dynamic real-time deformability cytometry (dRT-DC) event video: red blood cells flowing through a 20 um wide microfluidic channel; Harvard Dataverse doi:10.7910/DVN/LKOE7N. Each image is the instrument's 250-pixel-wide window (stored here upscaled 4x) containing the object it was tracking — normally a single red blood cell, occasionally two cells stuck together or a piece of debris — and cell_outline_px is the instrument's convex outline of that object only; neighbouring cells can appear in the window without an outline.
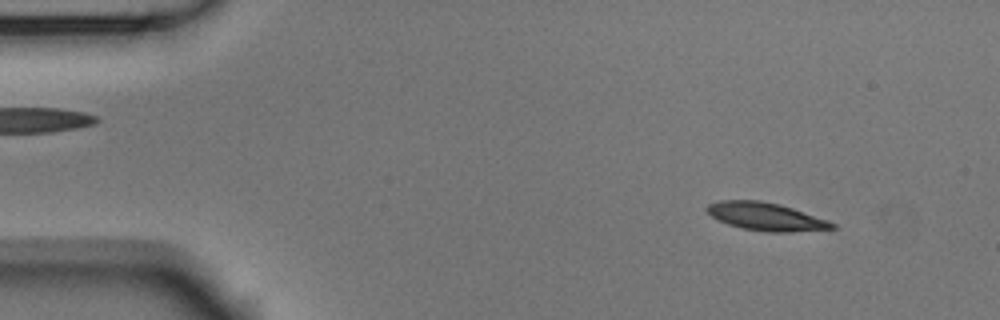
{"species": "Egyptian fruit bat (a non-hibernating species)", "species_latin": "Rousettus aegyptiacus", "temperature_condition": "room temperature", "stored_images_in_passage": 53, "camera_frame_rate_fps": 3000, "um_per_image_px": 0.085, "animal": {"sex": "male"}, "frame": {"image": 1, "passage_image": 5, "time_ms": 1.333, "image_size_px": [1000, 320], "cell_outline_px": [[836, 228], [792, 232], [768, 232], [744, 228], [728, 224], [712, 216], [704, 208], [708, 204], [720, 200], [760, 200], [780, 204], [828, 220], [836, 224]], "centroid_in_image_um": [65.11, 18.4], "position_along_channel_um": 19.9, "area_um2": 20.23}}
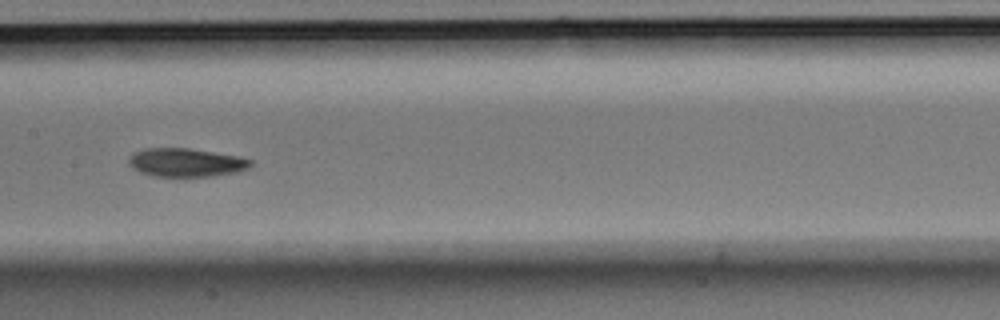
{"frame": {"image": 2, "passage_image": 26, "time_ms": 8.333, "image_size_px": [1000, 320], "cell_outline_px": [[252, 164], [248, 168], [240, 172], [212, 176], [152, 176], [140, 172], [132, 168], [128, 164], [128, 160], [132, 152], [144, 148], [188, 148], [240, 156], [252, 160]], "centroid_in_image_um": [15.8, 13.81], "position_along_channel_um": 191.6, "area_um2": 20.46}}
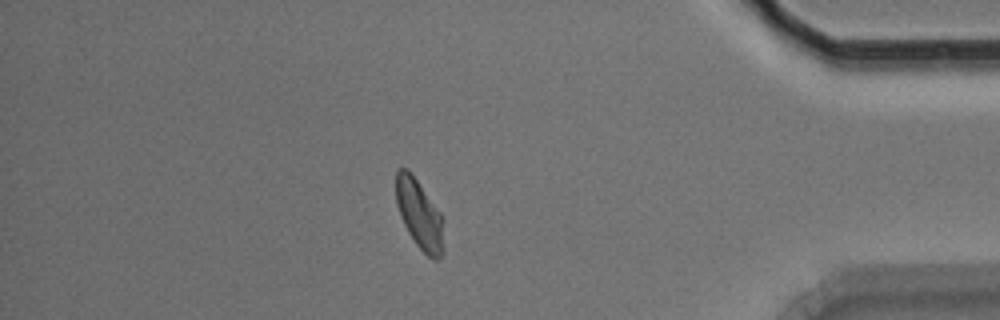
{"frame": {"image": 3, "passage_image": 46, "time_ms": 15.0, "image_size_px": [1000, 320], "cell_outline_px": [[444, 248], [440, 256], [436, 260], [432, 260], [416, 244], [408, 232], [400, 216], [396, 204], [396, 168], [408, 168], [440, 212]], "centroid_in_image_um": [35.62, 18.2], "position_along_channel_um": 399.6, "area_um2": 19.02}, "authors_computed_cell_mechanics": {"area_um2": 20.2878, "velocity_mm_per_s": 3.6741, "shape_relaxation_time_tau1_ms": 3.232, "shape_relaxation_time_tau2_ms": 5.324, "deformation_change_tau1": 0.1424, "deformation_change_tau2": 0.0904}}